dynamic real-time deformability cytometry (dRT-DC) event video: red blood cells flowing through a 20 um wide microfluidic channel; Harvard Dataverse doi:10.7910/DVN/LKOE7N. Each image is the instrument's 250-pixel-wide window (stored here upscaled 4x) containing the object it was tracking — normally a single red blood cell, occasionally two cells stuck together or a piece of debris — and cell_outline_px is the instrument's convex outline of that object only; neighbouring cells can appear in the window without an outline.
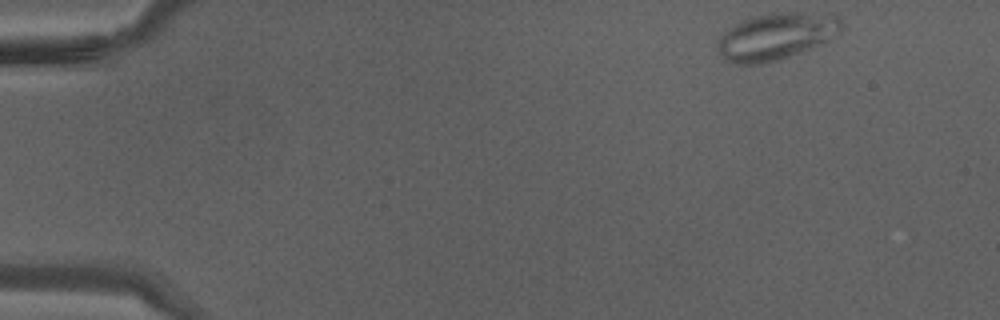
{"species": "Egyptian fruit bat (a non-hibernating species)", "species_latin": "Rousettus aegyptiacus", "temperature_condition": "warm", "stored_images_in_passage": 38, "camera_frame_rate_fps": 3000, "um_per_image_px": 0.085, "animal": {"sex": "male"}, "frame": {"image": 1, "passage_image": 1, "time_ms": 0.0, "image_size_px": [1000, 320], "cell_outline_px": [[844, 28], [840, 32], [828, 40], [820, 44], [800, 52], [776, 60], [760, 64], [732, 64], [716, 52], [716, 44], [724, 32], [728, 28], [740, 20], [772, 12], [832, 12], [840, 16], [844, 24]], "centroid_in_image_um": [66.01, 3.05], "position_along_channel_um": 19.0, "area_um2": 34.45}}
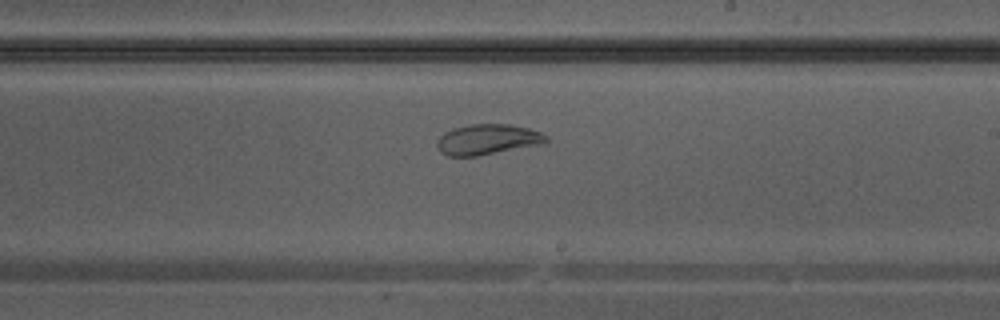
{"frame": {"image": 2, "passage_image": 22, "time_ms": 7.0, "image_size_px": [1000, 320], "cell_outline_px": [[548, 140], [544, 144], [476, 156], [448, 156], [440, 152], [436, 144], [440, 136], [444, 132], [452, 128], [468, 124], [508, 124], [528, 128], [540, 132], [548, 136]], "centroid_in_image_um": [41.44, 11.85], "position_along_channel_um": 247.6, "area_um2": 19.48}}
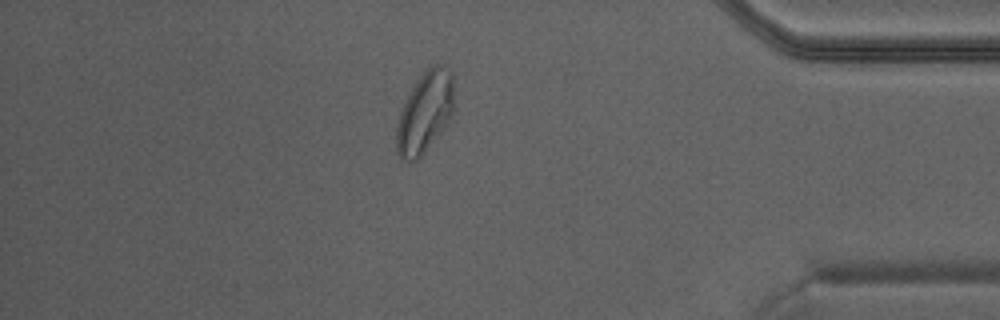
{"frame": {"image": 3, "passage_image": 33, "time_ms": 10.667, "image_size_px": [1000, 320], "cell_outline_px": [[456, 108], [452, 116], [420, 156], [416, 160], [408, 164], [400, 160], [396, 148], [396, 124], [400, 108], [408, 92], [420, 76], [432, 64], [444, 64], [452, 72]], "centroid_in_image_um": [36.11, 9.52], "position_along_channel_um": 399.1, "area_um2": 27.86}}